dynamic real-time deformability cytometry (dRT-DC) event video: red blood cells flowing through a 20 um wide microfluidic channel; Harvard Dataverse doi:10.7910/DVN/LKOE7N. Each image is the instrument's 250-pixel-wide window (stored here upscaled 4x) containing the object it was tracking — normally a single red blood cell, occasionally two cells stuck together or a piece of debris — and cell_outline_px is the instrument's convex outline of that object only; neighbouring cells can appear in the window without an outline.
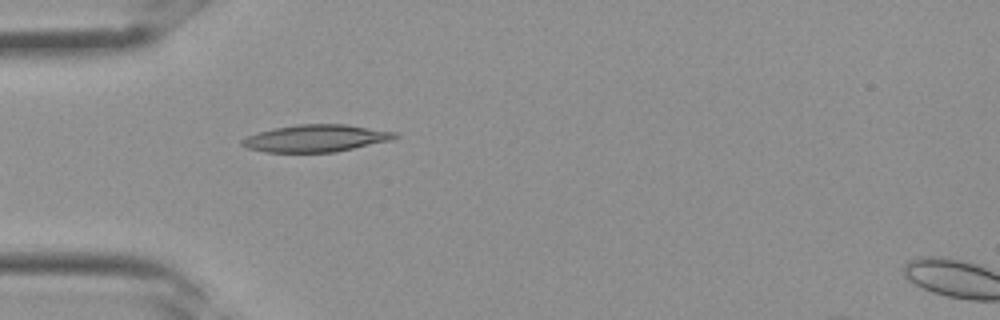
{"species": "Egyptian fruit bat (a non-hibernating species)", "species_latin": "Rousettus aegyptiacus", "temperature_condition": "room temperature", "stored_images_in_passage": 24, "camera_frame_rate_fps": 3000, "um_per_image_px": 0.085, "frame": {"image": 1, "passage_image": 1, "time_ms": 0.0, "image_size_px": [1000, 320], "cell_outline_px": [[400, 136], [392, 140], [336, 152], [264, 152], [248, 148], [240, 144], [240, 140], [248, 136], [272, 128], [296, 124], [344, 124], [400, 132]], "centroid_in_image_um": [26.9, 11.75], "position_along_channel_um": 58.1, "area_um2": 24.39}}
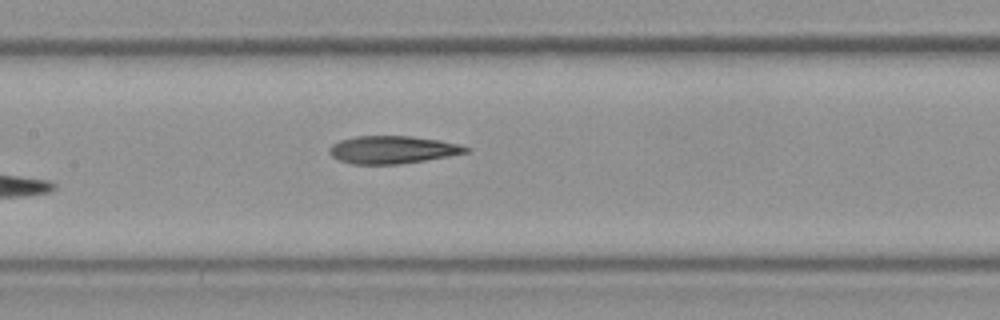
{"frame": {"image": 2, "passage_image": 7, "time_ms": 2.0, "image_size_px": [1000, 320], "cell_outline_px": [[472, 148], [468, 152], [448, 156], [400, 164], [352, 164], [340, 160], [332, 156], [328, 152], [328, 148], [332, 144], [340, 140], [356, 136], [412, 136], [440, 140]], "centroid_in_image_um": [33.34, 12.72], "position_along_channel_um": 174.1, "area_um2": 21.96}}
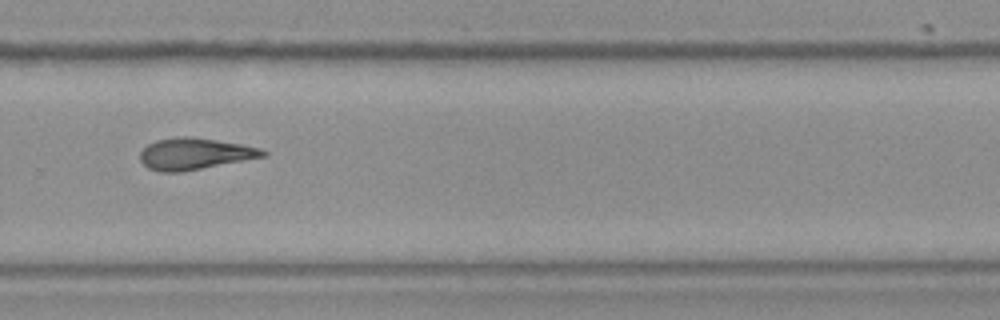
{"frame": {"image": 3, "passage_image": 14, "time_ms": 4.333, "image_size_px": [1000, 320], "cell_outline_px": [[268, 156], [184, 172], [160, 172], [148, 168], [140, 160], [140, 152], [148, 144], [156, 140], [184, 136], [188, 136], [216, 140], [240, 144], [260, 148], [268, 152]], "centroid_in_image_um": [16.57, 13.09], "position_along_channel_um": 313.2, "area_um2": 22.66}}